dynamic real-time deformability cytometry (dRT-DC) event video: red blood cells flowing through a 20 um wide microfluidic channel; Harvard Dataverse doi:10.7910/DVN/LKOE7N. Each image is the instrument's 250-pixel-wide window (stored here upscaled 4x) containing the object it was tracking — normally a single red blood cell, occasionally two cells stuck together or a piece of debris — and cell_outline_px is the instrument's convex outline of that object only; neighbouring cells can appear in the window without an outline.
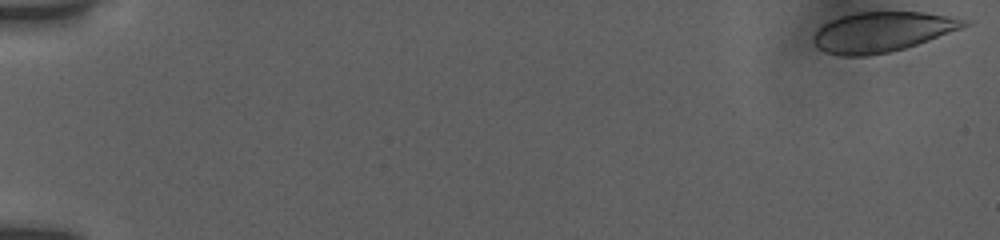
{"species": "human", "species_latin": "Homo sapiens", "temperature_condition": "room temperature", "stored_images_in_passage": 41, "camera_frame_rate_fps": 3000, "um_per_image_px": 0.085, "donor": {"sex": "female"}, "frame": {"image": 1, "passage_image": 1, "time_ms": 0.0, "image_size_px": [1000, 240], "cell_outline_px": [[972, 24], [964, 28], [904, 48], [888, 52], [868, 56], [840, 56], [824, 52], [812, 40], [816, 32], [824, 24], [840, 16], [856, 12], [924, 12], [972, 20]], "centroid_in_image_um": [75.04, 2.7], "position_along_channel_um": 10.0, "area_um2": 35.08}}
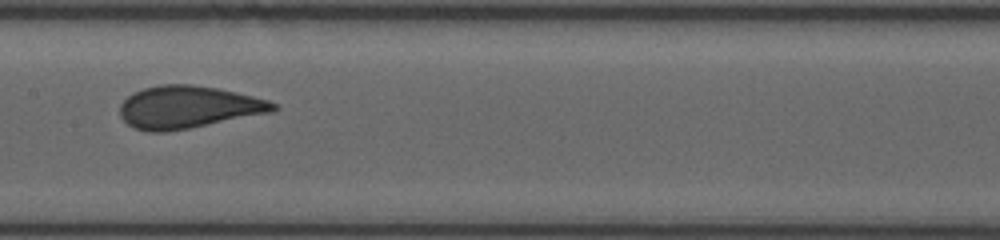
{"frame": {"image": 2, "passage_image": 22, "time_ms": 9.333, "image_size_px": [1000, 240], "cell_outline_px": [[280, 108], [272, 112], [188, 128], [164, 132], [148, 132], [132, 128], [120, 116], [120, 104], [128, 96], [144, 88], [160, 84], [192, 84], [216, 88], [236, 92], [268, 100], [276, 104]], "centroid_in_image_um": [15.98, 9.11], "position_along_channel_um": 191.4, "area_um2": 37.74}}
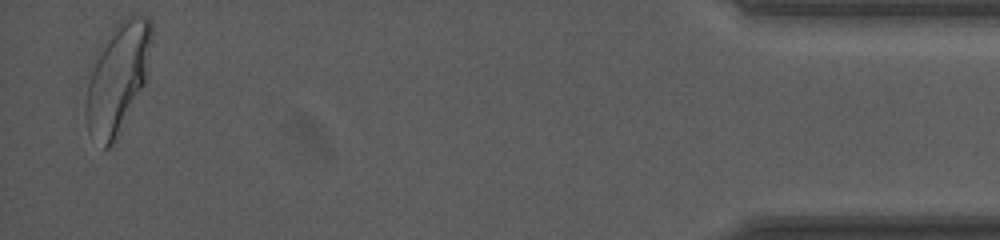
{"frame": {"image": 3, "passage_image": 41, "time_ms": 17.333, "image_size_px": [1000, 240], "cell_outline_px": [[152, 36], [148, 80], [116, 140], [108, 148], [104, 148], [88, 132], [88, 80], [92, 56], [100, 44], [112, 28], [120, 20], [132, 12], [148, 16], [152, 20]], "centroid_in_image_um": [10.06, 6.51], "position_along_channel_um": 425.1, "area_um2": 43.0}, "authors_computed_cell_mechanics": {"area_um2": 37.281, "velocity_mm_per_s": 3.8506, "shape_relaxation_time_tau1_ms": 7.6583, "shape_relaxation_time_tau2_ms": null, "deformation_change_tau1": 0.2016, "deformation_change_tau2": null}}